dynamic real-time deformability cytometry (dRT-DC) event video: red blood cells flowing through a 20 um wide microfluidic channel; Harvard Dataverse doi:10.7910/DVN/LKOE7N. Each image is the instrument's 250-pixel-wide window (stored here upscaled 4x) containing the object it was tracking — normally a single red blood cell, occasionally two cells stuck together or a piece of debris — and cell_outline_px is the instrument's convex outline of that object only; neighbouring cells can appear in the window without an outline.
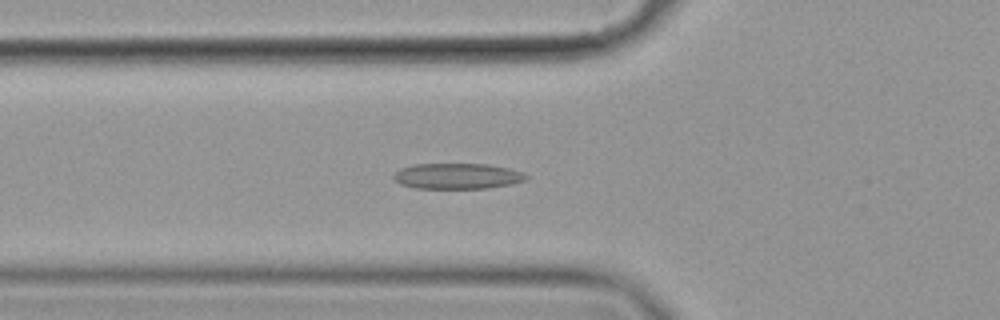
{"species": "common noctule bat (a hibernating species)", "species_latin": "Nyctalus noctula", "temperature_condition": "cold", "stored_images_in_passage": 48, "camera_frame_rate_fps": 3000, "um_per_image_px": 0.085, "animal": {"sex": "female", "body_mass_g": 19.9}, "frame": {"image": 1, "passage_image": 11, "time_ms": 3.333, "image_size_px": [1000, 320], "cell_outline_px": [[528, 180], [512, 184], [488, 188], [416, 188], [400, 184], [392, 180], [392, 176], [400, 168], [416, 164], [488, 164], [508, 168], [524, 172], [528, 176]], "centroid_in_image_um": [38.89, 14.97], "position_along_channel_um": 86.9, "area_um2": 20.0}}
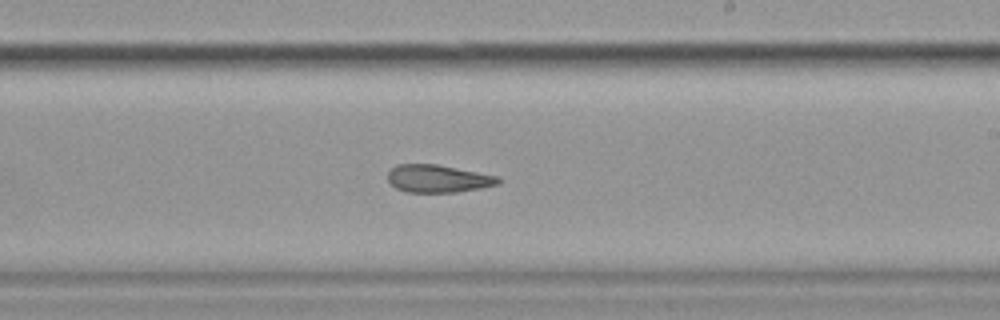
{"frame": {"image": 2, "passage_image": 25, "time_ms": 8.0, "image_size_px": [1000, 320], "cell_outline_px": [[500, 184], [480, 188], [456, 192], [404, 192], [396, 188], [388, 180], [388, 172], [396, 164], [436, 164], [500, 176]], "centroid_in_image_um": [37.24, 15.18], "position_along_channel_um": 251.8, "area_um2": 17.86}}
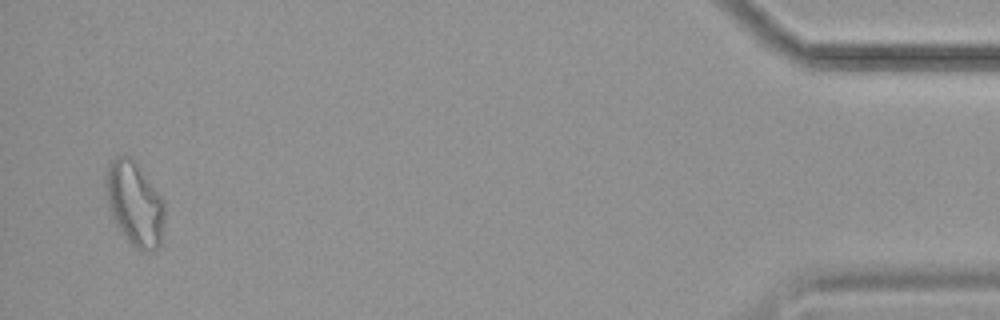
{"frame": {"image": 3, "passage_image": 46, "time_ms": 15.0, "image_size_px": [1000, 320], "cell_outline_px": [[164, 216], [160, 244], [156, 248], [144, 252], [140, 252], [120, 232], [112, 216], [108, 204], [104, 188], [104, 176], [108, 164], [116, 156], [132, 156], [164, 200]], "centroid_in_image_um": [11.41, 17.28], "position_along_channel_um": 423.8, "area_um2": 29.02}, "authors_computed_cell_mechanics": {"area_um2": 19.7387, "velocity_mm_per_s": 3.5324, "shape_relaxation_time_tau1_ms": null, "shape_relaxation_time_tau2_ms": 5.8085, "deformation_change_tau1": null, "deformation_change_tau2": 0.1347}}